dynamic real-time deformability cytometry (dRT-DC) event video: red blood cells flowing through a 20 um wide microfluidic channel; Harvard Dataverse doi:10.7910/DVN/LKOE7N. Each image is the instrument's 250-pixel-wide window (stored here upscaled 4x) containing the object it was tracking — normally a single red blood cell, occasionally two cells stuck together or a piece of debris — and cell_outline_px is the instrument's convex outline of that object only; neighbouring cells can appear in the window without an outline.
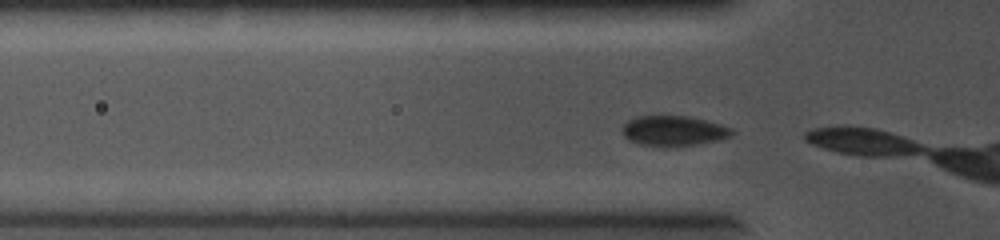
{"species": "common noctule bat (a hibernating species)", "species_latin": "Nyctalus noctula", "temperature_condition": "cold", "stored_images_in_passage": 8, "camera_frame_rate_fps": 5000, "um_per_image_px": 0.085, "animal": {"sex": "female", "body_mass_g": 19.0, "forearm_length_mm": 56.7}, "frame": {"image": 1, "passage_image": 7, "time_ms": 1.2, "image_size_px": [1000, 240], "cell_outline_px": [[736, 132], [732, 136], [720, 140], [696, 144], [640, 144], [628, 140], [624, 136], [624, 124], [628, 120], [636, 116], [688, 116], [708, 120], [732, 128]], "centroid_in_image_um": [57.33, 11.08], "position_along_channel_um": 68.5, "area_um2": 18.79}}